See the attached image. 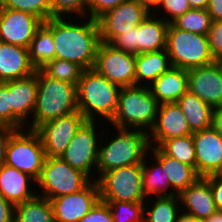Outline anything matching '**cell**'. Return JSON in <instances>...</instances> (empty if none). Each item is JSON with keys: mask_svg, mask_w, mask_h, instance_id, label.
Listing matches in <instances>:
<instances>
[{"mask_svg": "<svg viewBox=\"0 0 222 222\" xmlns=\"http://www.w3.org/2000/svg\"><path fill=\"white\" fill-rule=\"evenodd\" d=\"M52 36L57 59L75 62L85 70L94 68L100 43L97 20L90 17L52 18Z\"/></svg>", "mask_w": 222, "mask_h": 222, "instance_id": "obj_1", "label": "cell"}, {"mask_svg": "<svg viewBox=\"0 0 222 222\" xmlns=\"http://www.w3.org/2000/svg\"><path fill=\"white\" fill-rule=\"evenodd\" d=\"M101 140L96 172H108L123 166L142 164L151 148L147 132L117 128L109 124L105 125Z\"/></svg>", "mask_w": 222, "mask_h": 222, "instance_id": "obj_2", "label": "cell"}, {"mask_svg": "<svg viewBox=\"0 0 222 222\" xmlns=\"http://www.w3.org/2000/svg\"><path fill=\"white\" fill-rule=\"evenodd\" d=\"M120 89L94 68L84 70L77 86L78 111L86 121L108 124L117 110Z\"/></svg>", "mask_w": 222, "mask_h": 222, "instance_id": "obj_3", "label": "cell"}, {"mask_svg": "<svg viewBox=\"0 0 222 222\" xmlns=\"http://www.w3.org/2000/svg\"><path fill=\"white\" fill-rule=\"evenodd\" d=\"M37 101L26 129L36 130L40 125L78 111L77 86L46 76L37 69Z\"/></svg>", "mask_w": 222, "mask_h": 222, "instance_id": "obj_4", "label": "cell"}, {"mask_svg": "<svg viewBox=\"0 0 222 222\" xmlns=\"http://www.w3.org/2000/svg\"><path fill=\"white\" fill-rule=\"evenodd\" d=\"M158 107L148 86L121 87L117 110L109 125L149 133L155 124Z\"/></svg>", "mask_w": 222, "mask_h": 222, "instance_id": "obj_5", "label": "cell"}, {"mask_svg": "<svg viewBox=\"0 0 222 222\" xmlns=\"http://www.w3.org/2000/svg\"><path fill=\"white\" fill-rule=\"evenodd\" d=\"M166 50L172 67L189 70L215 62L207 35L175 28L167 29Z\"/></svg>", "mask_w": 222, "mask_h": 222, "instance_id": "obj_6", "label": "cell"}, {"mask_svg": "<svg viewBox=\"0 0 222 222\" xmlns=\"http://www.w3.org/2000/svg\"><path fill=\"white\" fill-rule=\"evenodd\" d=\"M142 164L96 172L95 182L102 201L145 202Z\"/></svg>", "mask_w": 222, "mask_h": 222, "instance_id": "obj_7", "label": "cell"}, {"mask_svg": "<svg viewBox=\"0 0 222 222\" xmlns=\"http://www.w3.org/2000/svg\"><path fill=\"white\" fill-rule=\"evenodd\" d=\"M91 181L87 174L71 167L61 157H46L36 184L37 194L50 200L78 192Z\"/></svg>", "mask_w": 222, "mask_h": 222, "instance_id": "obj_8", "label": "cell"}, {"mask_svg": "<svg viewBox=\"0 0 222 222\" xmlns=\"http://www.w3.org/2000/svg\"><path fill=\"white\" fill-rule=\"evenodd\" d=\"M104 129L103 122L85 121L60 156L71 167L81 170L92 180L96 179L99 144Z\"/></svg>", "mask_w": 222, "mask_h": 222, "instance_id": "obj_9", "label": "cell"}, {"mask_svg": "<svg viewBox=\"0 0 222 222\" xmlns=\"http://www.w3.org/2000/svg\"><path fill=\"white\" fill-rule=\"evenodd\" d=\"M46 159L39 134L35 130L19 129L10 137L5 164L33 177L36 181Z\"/></svg>", "mask_w": 222, "mask_h": 222, "instance_id": "obj_10", "label": "cell"}, {"mask_svg": "<svg viewBox=\"0 0 222 222\" xmlns=\"http://www.w3.org/2000/svg\"><path fill=\"white\" fill-rule=\"evenodd\" d=\"M94 69L120 87L135 86V54L116 50L110 44L100 42Z\"/></svg>", "mask_w": 222, "mask_h": 222, "instance_id": "obj_11", "label": "cell"}, {"mask_svg": "<svg viewBox=\"0 0 222 222\" xmlns=\"http://www.w3.org/2000/svg\"><path fill=\"white\" fill-rule=\"evenodd\" d=\"M151 12L136 0H128L106 11L98 19L100 42L109 44L119 36L143 22Z\"/></svg>", "mask_w": 222, "mask_h": 222, "instance_id": "obj_12", "label": "cell"}, {"mask_svg": "<svg viewBox=\"0 0 222 222\" xmlns=\"http://www.w3.org/2000/svg\"><path fill=\"white\" fill-rule=\"evenodd\" d=\"M85 121L84 116L75 111L40 125L35 131L41 138L46 157H60Z\"/></svg>", "mask_w": 222, "mask_h": 222, "instance_id": "obj_13", "label": "cell"}, {"mask_svg": "<svg viewBox=\"0 0 222 222\" xmlns=\"http://www.w3.org/2000/svg\"><path fill=\"white\" fill-rule=\"evenodd\" d=\"M11 94V128H26L35 110L38 92L37 70L32 75L3 82Z\"/></svg>", "mask_w": 222, "mask_h": 222, "instance_id": "obj_14", "label": "cell"}, {"mask_svg": "<svg viewBox=\"0 0 222 222\" xmlns=\"http://www.w3.org/2000/svg\"><path fill=\"white\" fill-rule=\"evenodd\" d=\"M44 21L21 10L0 9V41L28 49Z\"/></svg>", "mask_w": 222, "mask_h": 222, "instance_id": "obj_15", "label": "cell"}, {"mask_svg": "<svg viewBox=\"0 0 222 222\" xmlns=\"http://www.w3.org/2000/svg\"><path fill=\"white\" fill-rule=\"evenodd\" d=\"M188 92L213 109L222 106V61L188 70Z\"/></svg>", "mask_w": 222, "mask_h": 222, "instance_id": "obj_16", "label": "cell"}, {"mask_svg": "<svg viewBox=\"0 0 222 222\" xmlns=\"http://www.w3.org/2000/svg\"><path fill=\"white\" fill-rule=\"evenodd\" d=\"M99 200L95 180L78 192L50 199L55 222H79Z\"/></svg>", "mask_w": 222, "mask_h": 222, "instance_id": "obj_17", "label": "cell"}, {"mask_svg": "<svg viewBox=\"0 0 222 222\" xmlns=\"http://www.w3.org/2000/svg\"><path fill=\"white\" fill-rule=\"evenodd\" d=\"M196 154L195 170L200 177L222 169V136L211 126L192 134Z\"/></svg>", "mask_w": 222, "mask_h": 222, "instance_id": "obj_18", "label": "cell"}, {"mask_svg": "<svg viewBox=\"0 0 222 222\" xmlns=\"http://www.w3.org/2000/svg\"><path fill=\"white\" fill-rule=\"evenodd\" d=\"M148 134L150 145L158 147L164 140L193 133L180 106L172 102L159 104L155 124Z\"/></svg>", "mask_w": 222, "mask_h": 222, "instance_id": "obj_19", "label": "cell"}, {"mask_svg": "<svg viewBox=\"0 0 222 222\" xmlns=\"http://www.w3.org/2000/svg\"><path fill=\"white\" fill-rule=\"evenodd\" d=\"M181 212L200 221L217 211L209 182L200 177L178 194Z\"/></svg>", "mask_w": 222, "mask_h": 222, "instance_id": "obj_20", "label": "cell"}, {"mask_svg": "<svg viewBox=\"0 0 222 222\" xmlns=\"http://www.w3.org/2000/svg\"><path fill=\"white\" fill-rule=\"evenodd\" d=\"M36 184L33 177L14 167L7 164L0 167V194L14 205L36 196Z\"/></svg>", "mask_w": 222, "mask_h": 222, "instance_id": "obj_21", "label": "cell"}, {"mask_svg": "<svg viewBox=\"0 0 222 222\" xmlns=\"http://www.w3.org/2000/svg\"><path fill=\"white\" fill-rule=\"evenodd\" d=\"M35 70L27 48L0 41V82L28 77Z\"/></svg>", "mask_w": 222, "mask_h": 222, "instance_id": "obj_22", "label": "cell"}, {"mask_svg": "<svg viewBox=\"0 0 222 222\" xmlns=\"http://www.w3.org/2000/svg\"><path fill=\"white\" fill-rule=\"evenodd\" d=\"M149 89L159 104L177 102L188 91V70L172 67L159 76Z\"/></svg>", "mask_w": 222, "mask_h": 222, "instance_id": "obj_23", "label": "cell"}, {"mask_svg": "<svg viewBox=\"0 0 222 222\" xmlns=\"http://www.w3.org/2000/svg\"><path fill=\"white\" fill-rule=\"evenodd\" d=\"M169 23L151 13L137 26V54L166 49Z\"/></svg>", "mask_w": 222, "mask_h": 222, "instance_id": "obj_24", "label": "cell"}, {"mask_svg": "<svg viewBox=\"0 0 222 222\" xmlns=\"http://www.w3.org/2000/svg\"><path fill=\"white\" fill-rule=\"evenodd\" d=\"M142 173L143 191L146 199L150 197L178 195L172 189L162 163L151 152L147 154L145 161L142 163Z\"/></svg>", "mask_w": 222, "mask_h": 222, "instance_id": "obj_25", "label": "cell"}, {"mask_svg": "<svg viewBox=\"0 0 222 222\" xmlns=\"http://www.w3.org/2000/svg\"><path fill=\"white\" fill-rule=\"evenodd\" d=\"M172 68L166 49L136 55L135 86H150Z\"/></svg>", "mask_w": 222, "mask_h": 222, "instance_id": "obj_26", "label": "cell"}, {"mask_svg": "<svg viewBox=\"0 0 222 222\" xmlns=\"http://www.w3.org/2000/svg\"><path fill=\"white\" fill-rule=\"evenodd\" d=\"M150 152L162 163L172 189L177 194L193 185L200 178L193 166L165 155L158 147L151 146Z\"/></svg>", "mask_w": 222, "mask_h": 222, "instance_id": "obj_27", "label": "cell"}, {"mask_svg": "<svg viewBox=\"0 0 222 222\" xmlns=\"http://www.w3.org/2000/svg\"><path fill=\"white\" fill-rule=\"evenodd\" d=\"M189 124L192 133L212 126L213 108L195 94L185 92L176 102Z\"/></svg>", "mask_w": 222, "mask_h": 222, "instance_id": "obj_28", "label": "cell"}, {"mask_svg": "<svg viewBox=\"0 0 222 222\" xmlns=\"http://www.w3.org/2000/svg\"><path fill=\"white\" fill-rule=\"evenodd\" d=\"M28 54L29 60L36 70L56 58L52 36V18L45 21L37 30L28 47Z\"/></svg>", "mask_w": 222, "mask_h": 222, "instance_id": "obj_29", "label": "cell"}, {"mask_svg": "<svg viewBox=\"0 0 222 222\" xmlns=\"http://www.w3.org/2000/svg\"><path fill=\"white\" fill-rule=\"evenodd\" d=\"M181 213L178 195L150 197L144 203V222H177Z\"/></svg>", "mask_w": 222, "mask_h": 222, "instance_id": "obj_30", "label": "cell"}, {"mask_svg": "<svg viewBox=\"0 0 222 222\" xmlns=\"http://www.w3.org/2000/svg\"><path fill=\"white\" fill-rule=\"evenodd\" d=\"M14 222H55L50 200L37 194L15 205Z\"/></svg>", "mask_w": 222, "mask_h": 222, "instance_id": "obj_31", "label": "cell"}, {"mask_svg": "<svg viewBox=\"0 0 222 222\" xmlns=\"http://www.w3.org/2000/svg\"><path fill=\"white\" fill-rule=\"evenodd\" d=\"M158 148L165 155L195 168L196 154L192 134L164 140Z\"/></svg>", "mask_w": 222, "mask_h": 222, "instance_id": "obj_32", "label": "cell"}, {"mask_svg": "<svg viewBox=\"0 0 222 222\" xmlns=\"http://www.w3.org/2000/svg\"><path fill=\"white\" fill-rule=\"evenodd\" d=\"M40 70L48 77L78 86L83 71L79 64L64 59H53Z\"/></svg>", "mask_w": 222, "mask_h": 222, "instance_id": "obj_33", "label": "cell"}, {"mask_svg": "<svg viewBox=\"0 0 222 222\" xmlns=\"http://www.w3.org/2000/svg\"><path fill=\"white\" fill-rule=\"evenodd\" d=\"M211 23V17L206 9H190L171 22L175 28L202 35H208Z\"/></svg>", "mask_w": 222, "mask_h": 222, "instance_id": "obj_34", "label": "cell"}, {"mask_svg": "<svg viewBox=\"0 0 222 222\" xmlns=\"http://www.w3.org/2000/svg\"><path fill=\"white\" fill-rule=\"evenodd\" d=\"M108 204L113 222H144V203L103 201Z\"/></svg>", "mask_w": 222, "mask_h": 222, "instance_id": "obj_35", "label": "cell"}, {"mask_svg": "<svg viewBox=\"0 0 222 222\" xmlns=\"http://www.w3.org/2000/svg\"><path fill=\"white\" fill-rule=\"evenodd\" d=\"M1 8L21 10L44 22L52 18V7L50 0H0Z\"/></svg>", "mask_w": 222, "mask_h": 222, "instance_id": "obj_36", "label": "cell"}, {"mask_svg": "<svg viewBox=\"0 0 222 222\" xmlns=\"http://www.w3.org/2000/svg\"><path fill=\"white\" fill-rule=\"evenodd\" d=\"M52 18L87 17V0H50Z\"/></svg>", "mask_w": 222, "mask_h": 222, "instance_id": "obj_37", "label": "cell"}, {"mask_svg": "<svg viewBox=\"0 0 222 222\" xmlns=\"http://www.w3.org/2000/svg\"><path fill=\"white\" fill-rule=\"evenodd\" d=\"M190 9L192 8L188 0H161L153 14L170 24Z\"/></svg>", "mask_w": 222, "mask_h": 222, "instance_id": "obj_38", "label": "cell"}, {"mask_svg": "<svg viewBox=\"0 0 222 222\" xmlns=\"http://www.w3.org/2000/svg\"><path fill=\"white\" fill-rule=\"evenodd\" d=\"M109 44L116 50L137 55V27L116 36Z\"/></svg>", "mask_w": 222, "mask_h": 222, "instance_id": "obj_39", "label": "cell"}, {"mask_svg": "<svg viewBox=\"0 0 222 222\" xmlns=\"http://www.w3.org/2000/svg\"><path fill=\"white\" fill-rule=\"evenodd\" d=\"M207 36L215 61H222V21H212Z\"/></svg>", "mask_w": 222, "mask_h": 222, "instance_id": "obj_40", "label": "cell"}, {"mask_svg": "<svg viewBox=\"0 0 222 222\" xmlns=\"http://www.w3.org/2000/svg\"><path fill=\"white\" fill-rule=\"evenodd\" d=\"M128 0H87V17L97 20L106 11Z\"/></svg>", "mask_w": 222, "mask_h": 222, "instance_id": "obj_41", "label": "cell"}, {"mask_svg": "<svg viewBox=\"0 0 222 222\" xmlns=\"http://www.w3.org/2000/svg\"><path fill=\"white\" fill-rule=\"evenodd\" d=\"M79 222H113L107 203L99 200Z\"/></svg>", "mask_w": 222, "mask_h": 222, "instance_id": "obj_42", "label": "cell"}, {"mask_svg": "<svg viewBox=\"0 0 222 222\" xmlns=\"http://www.w3.org/2000/svg\"><path fill=\"white\" fill-rule=\"evenodd\" d=\"M0 126L11 127V94L3 82H0Z\"/></svg>", "mask_w": 222, "mask_h": 222, "instance_id": "obj_43", "label": "cell"}, {"mask_svg": "<svg viewBox=\"0 0 222 222\" xmlns=\"http://www.w3.org/2000/svg\"><path fill=\"white\" fill-rule=\"evenodd\" d=\"M210 184L214 203L218 210L222 211V175L214 174L204 177Z\"/></svg>", "mask_w": 222, "mask_h": 222, "instance_id": "obj_44", "label": "cell"}, {"mask_svg": "<svg viewBox=\"0 0 222 222\" xmlns=\"http://www.w3.org/2000/svg\"><path fill=\"white\" fill-rule=\"evenodd\" d=\"M16 129L0 126V167L5 164L7 145Z\"/></svg>", "mask_w": 222, "mask_h": 222, "instance_id": "obj_45", "label": "cell"}, {"mask_svg": "<svg viewBox=\"0 0 222 222\" xmlns=\"http://www.w3.org/2000/svg\"><path fill=\"white\" fill-rule=\"evenodd\" d=\"M15 205L0 194V222H14Z\"/></svg>", "mask_w": 222, "mask_h": 222, "instance_id": "obj_46", "label": "cell"}, {"mask_svg": "<svg viewBox=\"0 0 222 222\" xmlns=\"http://www.w3.org/2000/svg\"><path fill=\"white\" fill-rule=\"evenodd\" d=\"M206 10L212 21H222V0H210Z\"/></svg>", "mask_w": 222, "mask_h": 222, "instance_id": "obj_47", "label": "cell"}, {"mask_svg": "<svg viewBox=\"0 0 222 222\" xmlns=\"http://www.w3.org/2000/svg\"><path fill=\"white\" fill-rule=\"evenodd\" d=\"M212 127L222 136V106L213 109Z\"/></svg>", "mask_w": 222, "mask_h": 222, "instance_id": "obj_48", "label": "cell"}, {"mask_svg": "<svg viewBox=\"0 0 222 222\" xmlns=\"http://www.w3.org/2000/svg\"><path fill=\"white\" fill-rule=\"evenodd\" d=\"M144 6L149 12L153 13L159 6L161 0H136Z\"/></svg>", "mask_w": 222, "mask_h": 222, "instance_id": "obj_49", "label": "cell"}, {"mask_svg": "<svg viewBox=\"0 0 222 222\" xmlns=\"http://www.w3.org/2000/svg\"><path fill=\"white\" fill-rule=\"evenodd\" d=\"M210 0H188L192 9H207Z\"/></svg>", "mask_w": 222, "mask_h": 222, "instance_id": "obj_50", "label": "cell"}, {"mask_svg": "<svg viewBox=\"0 0 222 222\" xmlns=\"http://www.w3.org/2000/svg\"><path fill=\"white\" fill-rule=\"evenodd\" d=\"M202 222H222V211L217 210Z\"/></svg>", "mask_w": 222, "mask_h": 222, "instance_id": "obj_51", "label": "cell"}, {"mask_svg": "<svg viewBox=\"0 0 222 222\" xmlns=\"http://www.w3.org/2000/svg\"><path fill=\"white\" fill-rule=\"evenodd\" d=\"M177 222H202L198 219H195L192 216H189L187 214L181 213L177 219Z\"/></svg>", "mask_w": 222, "mask_h": 222, "instance_id": "obj_52", "label": "cell"}]
</instances>
